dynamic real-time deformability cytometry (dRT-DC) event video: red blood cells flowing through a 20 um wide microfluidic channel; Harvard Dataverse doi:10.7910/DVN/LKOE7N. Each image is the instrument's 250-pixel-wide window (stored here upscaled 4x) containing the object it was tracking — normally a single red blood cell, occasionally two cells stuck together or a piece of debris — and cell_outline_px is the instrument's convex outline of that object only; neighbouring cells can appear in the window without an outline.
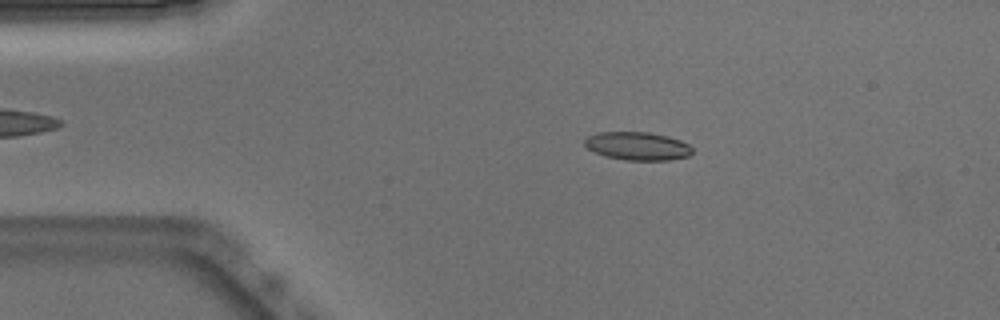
{"species": "Egyptian fruit bat (a non-hibernating species)", "species_latin": "Rousettus aegyptiacus", "temperature_condition": "warm", "stored_images_in_passage": 51, "segment_of_instrument_passage": [1, 2], "camera_frame_rate_fps": 3000, "um_per_image_px": 0.085, "animal": {"sex": "male"}, "frame": {"image": 1, "passage_image": 9, "time_ms": 2.667, "image_size_px": [1000, 320], "cell_outline_px": [[692, 152], [688, 156], [668, 160], [624, 160], [608, 156], [596, 152], [588, 148], [584, 144], [584, 140], [588, 136], [600, 132], [648, 132], [668, 136], [680, 140], [688, 144], [692, 148]], "centroid_in_image_um": [54.2, 12.41], "position_along_channel_um": 30.8, "area_um2": 17.51}}
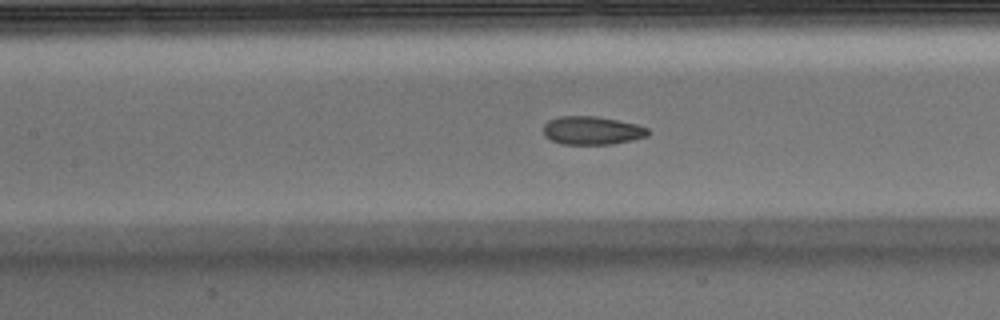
{"frame": {"image": 2, "passage_image": 22, "time_ms": 7.0, "image_size_px": [1000, 320], "cell_outline_px": [[652, 132], [648, 136], [632, 140], [612, 144], [560, 144], [544, 136], [544, 124], [548, 120], [560, 116], [596, 116], [636, 124], [648, 128]], "centroid_in_image_um": [50.33, 11.09], "position_along_channel_um": 157.1, "area_um2": 17.34}}
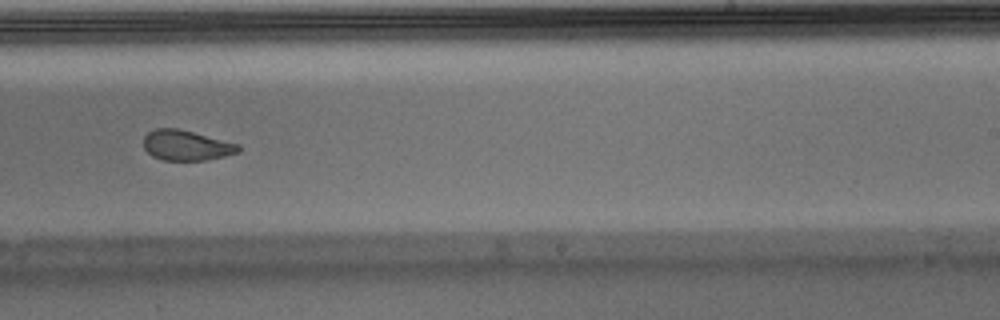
{"frame": {"image": 3, "passage_image": 31, "time_ms": 10.0, "image_size_px": [1000, 320], "cell_outline_px": [[240, 152], [224, 156], [204, 160], [164, 160], [152, 156], [144, 148], [144, 136], [148, 132], [156, 128], [176, 128], [240, 144]], "centroid_in_image_um": [15.84, 12.35], "position_along_channel_um": 273.2, "area_um2": 16.59}}